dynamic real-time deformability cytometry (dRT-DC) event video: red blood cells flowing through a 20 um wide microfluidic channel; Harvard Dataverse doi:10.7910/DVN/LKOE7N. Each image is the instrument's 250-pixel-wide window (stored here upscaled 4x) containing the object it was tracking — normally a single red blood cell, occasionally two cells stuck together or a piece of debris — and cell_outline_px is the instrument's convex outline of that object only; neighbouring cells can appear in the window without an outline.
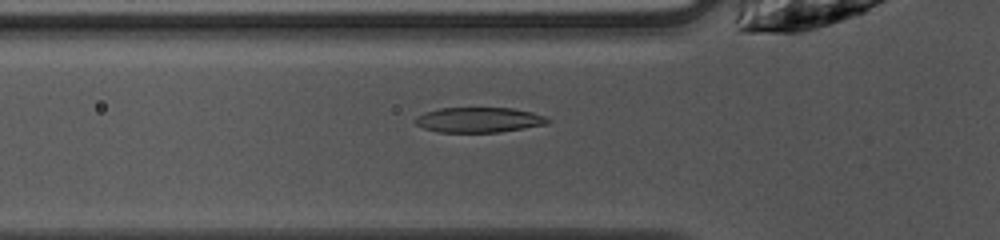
{"species": "common noctule bat (a hibernating species)", "species_latin": "Nyctalus noctula", "temperature_condition": "warm", "stored_images_in_passage": 47, "camera_frame_rate_fps": 3000, "um_per_image_px": 0.085, "animal": {"sex": "female", "body_mass_g": 10.0, "forearm_length_mm": 53.1}, "frame": {"image": 1, "passage_image": 14, "time_ms": 4.333, "image_size_px": [1000, 240], "cell_outline_px": [[552, 120], [548, 124], [500, 132], [440, 132], [424, 128], [416, 124], [416, 116], [424, 112], [440, 108], [512, 108], [532, 112], [544, 116]], "centroid_in_image_um": [40.73, 10.19], "position_along_channel_um": 85.1, "area_um2": 19.36}}
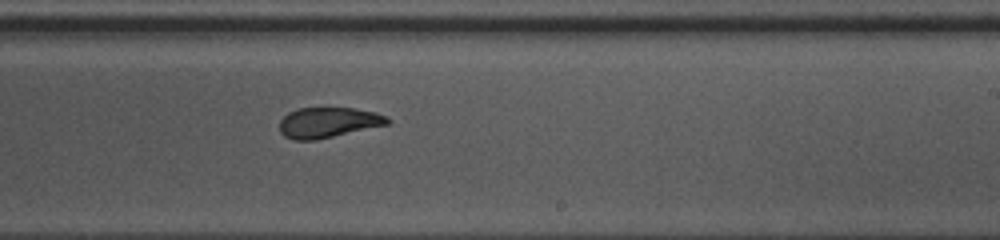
{"frame": {"image": 2, "passage_image": 27, "time_ms": 8.667, "image_size_px": [1000, 240], "cell_outline_px": [[392, 120], [388, 124], [316, 140], [292, 140], [284, 136], [280, 132], [280, 120], [288, 112], [300, 108], [352, 108], [376, 112]], "centroid_in_image_um": [27.87, 10.41], "position_along_channel_um": 261.1, "area_um2": 19.02}}
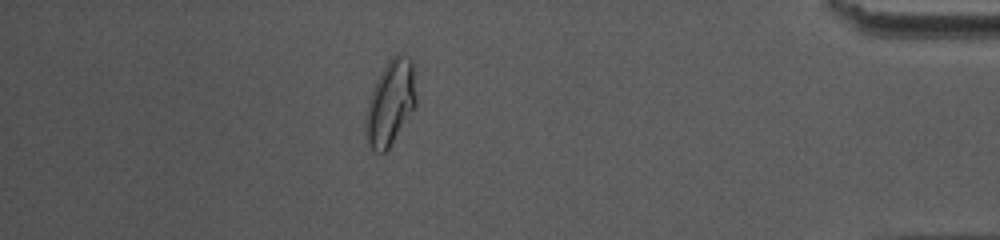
{"frame": {"image": 3, "passage_image": 41, "time_ms": 13.333, "image_size_px": [1000, 240], "cell_outline_px": [[416, 104], [388, 148], [384, 152], [376, 152], [368, 144], [364, 116], [368, 100], [372, 88], [388, 60], [396, 52], [404, 52], [412, 60], [416, 96]], "centroid_in_image_um": [33.17, 8.66], "position_along_channel_um": 402.0, "area_um2": 24.8}, "authors_computed_cell_mechanics": {"area_um2": 20.8658, "velocity_mm_per_s": 4.0455, "shape_relaxation_time_tau1_ms": 4.9042, "shape_relaxation_time_tau2_ms": 1.7426, "deformation_change_tau1": 0.1744, "deformation_change_tau2": 0.0837}}